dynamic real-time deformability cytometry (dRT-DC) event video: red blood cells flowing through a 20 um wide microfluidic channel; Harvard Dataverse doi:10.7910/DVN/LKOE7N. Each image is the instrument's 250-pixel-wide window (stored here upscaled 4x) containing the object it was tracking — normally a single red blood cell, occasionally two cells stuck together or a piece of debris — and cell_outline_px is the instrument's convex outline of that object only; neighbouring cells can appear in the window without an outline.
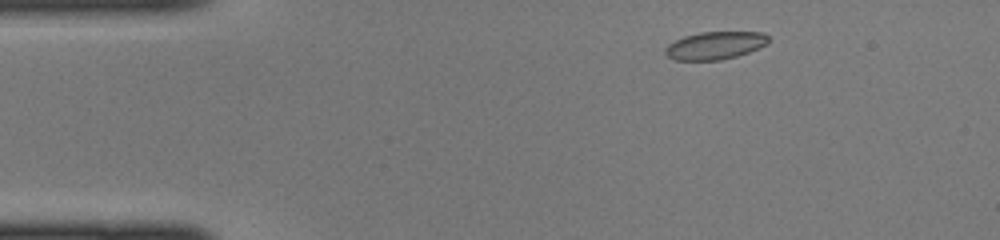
{"species": "common noctule bat (a hibernating species)", "species_latin": "Nyctalus noctula", "temperature_condition": "cold", "stored_images_in_passage": 41, "camera_frame_rate_fps": 3000, "um_per_image_px": 0.085, "animal": {"sex": "female", "body_mass_g": 22.0, "forearm_length_mm": 56.7}, "frame": {"image": 1, "passage_image": 3, "time_ms": 0.667, "image_size_px": [1000, 240], "cell_outline_px": [[768, 40], [764, 44], [748, 52], [736, 56], [720, 60], [676, 60], [668, 56], [664, 52], [668, 44], [684, 36], [700, 32], [764, 32], [768, 36]], "centroid_in_image_um": [60.75, 3.86], "position_along_channel_um": 24.3, "area_um2": 16.42}}
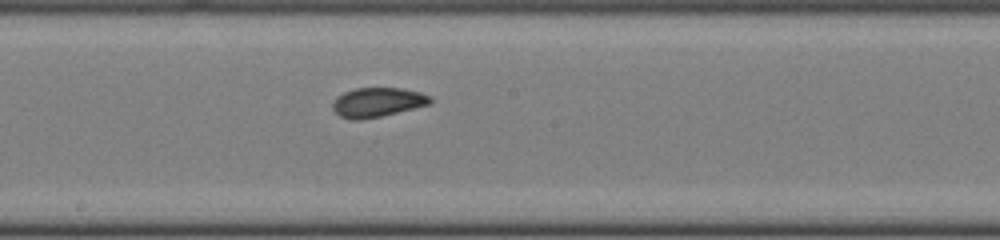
{"frame": {"image": 2, "passage_image": 20, "time_ms": 6.333, "image_size_px": [1000, 240], "cell_outline_px": [[432, 100], [428, 104], [380, 116], [360, 120], [352, 120], [340, 116], [332, 108], [332, 104], [344, 92], [356, 88], [404, 88], [420, 92], [432, 96]], "centroid_in_image_um": [32.09, 8.68], "position_along_channel_um": 216.1, "area_um2": 16.42}}
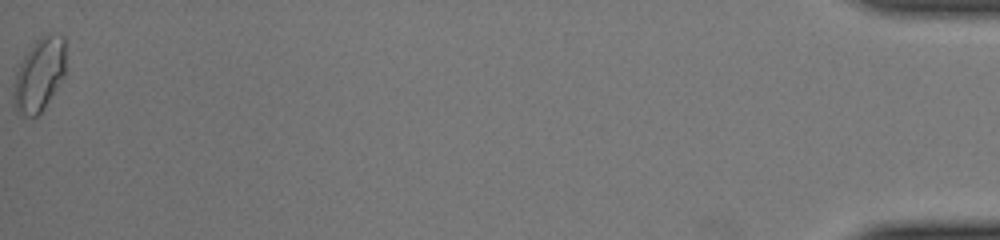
{"frame": {"image": 3, "passage_image": 41, "time_ms": 13.333, "image_size_px": [1000, 240], "cell_outline_px": [[64, 72], [40, 112], [36, 116], [28, 116], [16, 108], [16, 72], [24, 56], [32, 44], [44, 32], [60, 32], [64, 36]], "centroid_in_image_um": [3.38, 6.19], "position_along_channel_um": 431.8, "area_um2": 21.1}}